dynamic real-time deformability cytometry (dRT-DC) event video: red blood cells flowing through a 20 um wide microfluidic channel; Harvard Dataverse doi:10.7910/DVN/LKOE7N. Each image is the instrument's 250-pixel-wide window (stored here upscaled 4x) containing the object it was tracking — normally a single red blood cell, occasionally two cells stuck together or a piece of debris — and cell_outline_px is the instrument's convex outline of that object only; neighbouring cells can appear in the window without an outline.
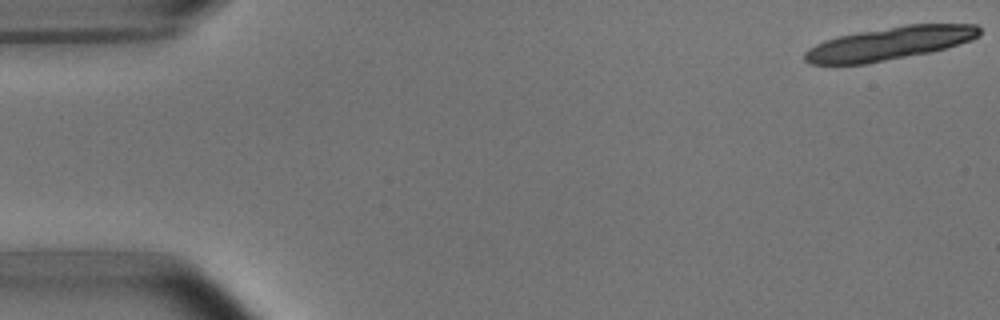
{"species": "common noctule bat (a hibernating species)", "species_latin": "Nyctalus noctula", "temperature_condition": "room temperature", "stored_images_in_passage": 7, "camera_frame_rate_fps": 3000, "um_per_image_px": 0.085, "animal": {"sex": "male", "body_mass_g": 15.6}, "frame": {"image": 1, "passage_image": 1, "time_ms": 0.0, "image_size_px": [1000, 320], "cell_outline_px": [[980, 36], [972, 40], [948, 48], [928, 52], [864, 64], [808, 64], [804, 60], [804, 52], [808, 48], [824, 40], [836, 36], [856, 32], [904, 24], [976, 24], [980, 28]], "centroid_in_image_um": [75.6, 3.68], "position_along_channel_um": 9.4, "area_um2": 33.87}}